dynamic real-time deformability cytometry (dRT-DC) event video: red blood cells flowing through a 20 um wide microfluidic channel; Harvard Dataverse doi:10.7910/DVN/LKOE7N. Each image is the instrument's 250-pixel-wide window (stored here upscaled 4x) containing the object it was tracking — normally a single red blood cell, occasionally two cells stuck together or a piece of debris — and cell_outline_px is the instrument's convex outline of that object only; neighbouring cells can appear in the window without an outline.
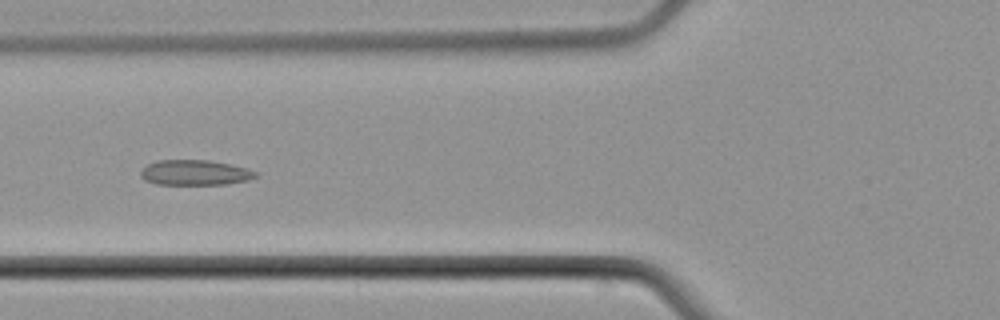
{"species": "common noctule bat (a hibernating species)", "species_latin": "Nyctalus noctula", "temperature_condition": "cold", "stored_images_in_passage": 7, "camera_frame_rate_fps": 3000, "um_per_image_px": 0.085, "animal": {"sex": "male", "body_mass_g": 21.5, "forearm_length_mm": 52.0}, "frame": {"image": 1, "passage_image": 5, "time_ms": 5.0, "image_size_px": [1000, 320], "cell_outline_px": [[256, 176], [248, 180], [224, 184], [156, 184], [144, 180], [140, 176], [140, 172], [148, 164], [156, 160], [208, 160], [232, 164], [248, 168], [256, 172]], "centroid_in_image_um": [16.56, 14.66], "position_along_channel_um": 109.2, "area_um2": 16.88}}
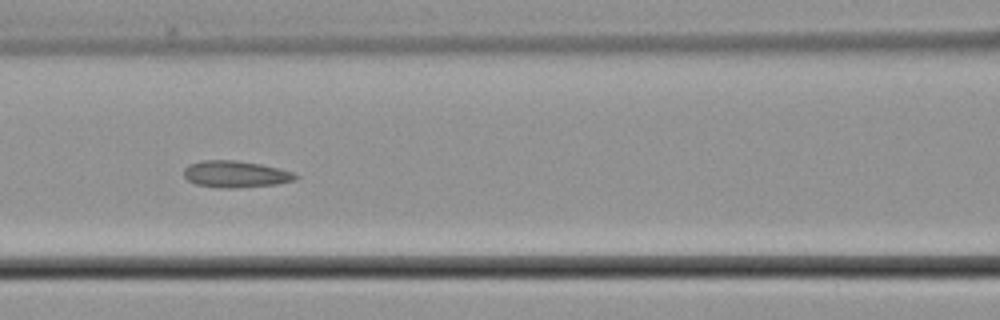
{"frame": {"image": 2, "passage_image": 6, "time_ms": 6.0, "image_size_px": [1000, 320], "cell_outline_px": [[300, 176], [296, 180], [276, 184], [232, 188], [220, 188], [196, 184], [188, 180], [184, 176], [184, 168], [188, 164], [200, 160], [236, 160], [260, 164], [292, 172]], "centroid_in_image_um": [19.99, 14.8], "position_along_channel_um": 146.6, "area_um2": 17.34}}
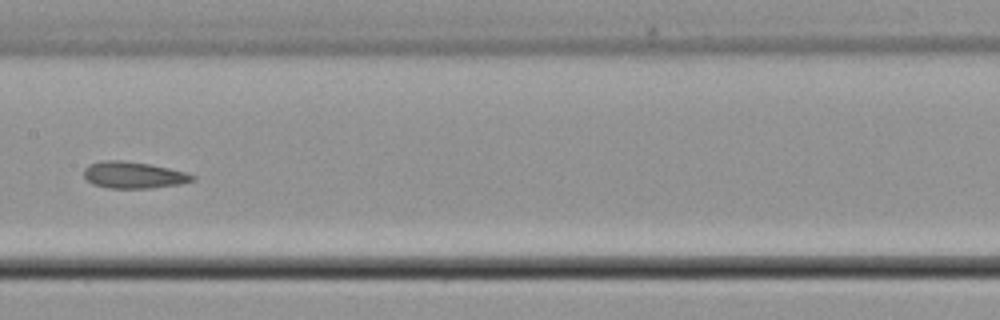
{"frame": {"image": 3, "passage_image": 7, "time_ms": 7.333, "image_size_px": [1000, 320], "cell_outline_px": [[196, 180], [180, 184], [152, 188], [108, 188], [92, 184], [84, 176], [84, 168], [88, 164], [104, 160], [120, 160], [148, 164], [188, 172], [196, 176]], "centroid_in_image_um": [11.37, 14.88], "position_along_channel_um": 196.0, "area_um2": 16.94}}